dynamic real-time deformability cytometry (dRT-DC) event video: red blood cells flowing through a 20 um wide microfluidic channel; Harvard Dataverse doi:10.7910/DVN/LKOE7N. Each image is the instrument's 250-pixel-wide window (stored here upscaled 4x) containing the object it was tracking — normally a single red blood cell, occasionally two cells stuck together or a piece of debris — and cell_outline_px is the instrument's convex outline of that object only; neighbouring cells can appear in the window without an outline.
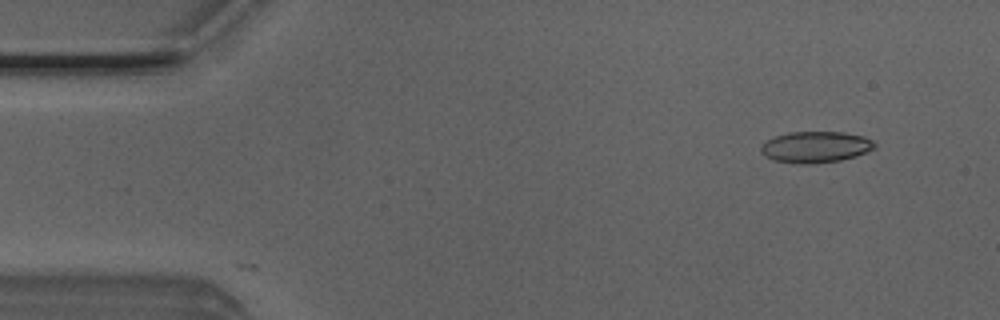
{"species": "Egyptian fruit bat (a non-hibernating species)", "species_latin": "Rousettus aegyptiacus", "temperature_condition": "room temperature", "stored_images_in_passage": 2, "camera_frame_rate_fps": 3000, "um_per_image_px": 0.085, "animal": {"sex": "male"}, "frame": {"image": 1, "passage_image": 1, "time_ms": 0.0, "image_size_px": [1000, 320], "cell_outline_px": [[876, 148], [856, 156], [840, 160], [808, 164], [800, 164], [772, 160], [764, 156], [760, 152], [760, 148], [764, 140], [788, 132], [844, 132], [864, 136], [872, 140], [876, 144]], "centroid_in_image_um": [69.3, 12.49], "position_along_channel_um": 15.7, "area_um2": 20.92}}